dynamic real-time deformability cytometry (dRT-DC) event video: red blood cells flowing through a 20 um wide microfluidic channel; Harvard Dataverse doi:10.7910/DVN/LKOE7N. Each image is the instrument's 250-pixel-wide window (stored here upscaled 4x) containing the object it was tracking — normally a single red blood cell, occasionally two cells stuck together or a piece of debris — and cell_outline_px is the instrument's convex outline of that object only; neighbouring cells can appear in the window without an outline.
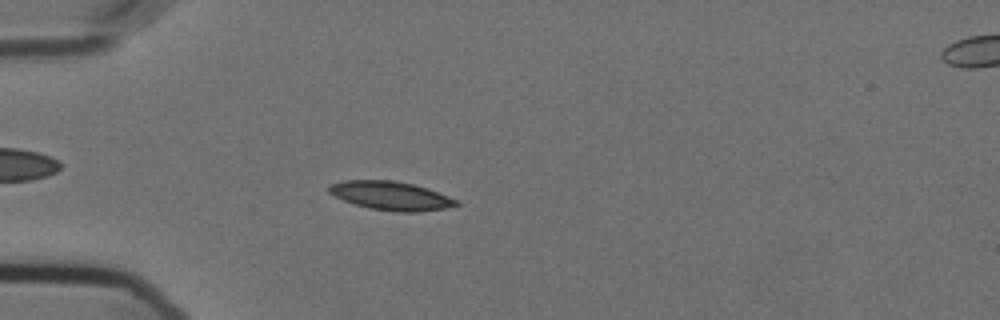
{"species": "Egyptian fruit bat (a non-hibernating species)", "species_latin": "Rousettus aegyptiacus", "temperature_condition": "cold", "stored_images_in_passage": 56, "camera_frame_rate_fps": 3000, "um_per_image_px": 0.085, "animal": {"sex": "female"}, "frame": {"image": 1, "passage_image": 16, "time_ms": 5.0, "image_size_px": [1000, 320], "cell_outline_px": [[460, 204], [444, 208], [420, 212], [396, 212], [368, 208], [344, 200], [328, 192], [328, 184], [344, 180], [392, 180], [412, 184], [428, 188], [448, 196], [456, 200]], "centroid_in_image_um": [33.2, 16.63], "position_along_channel_um": 51.8, "area_um2": 21.21}}
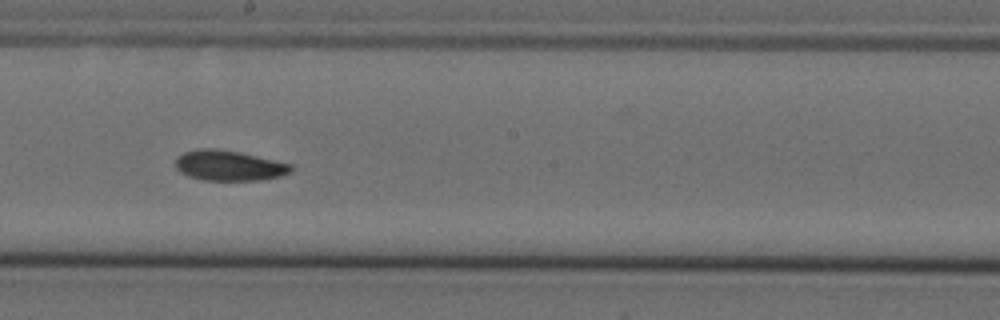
{"frame": {"image": 2, "passage_image": 32, "time_ms": 10.333, "image_size_px": [1000, 320], "cell_outline_px": [[292, 172], [280, 176], [260, 180], [204, 180], [188, 176], [180, 172], [176, 168], [176, 156], [184, 152], [196, 148], [216, 148], [240, 152], [292, 164]], "centroid_in_image_um": [19.44, 14.06], "position_along_channel_um": 228.8, "area_um2": 20.52}}
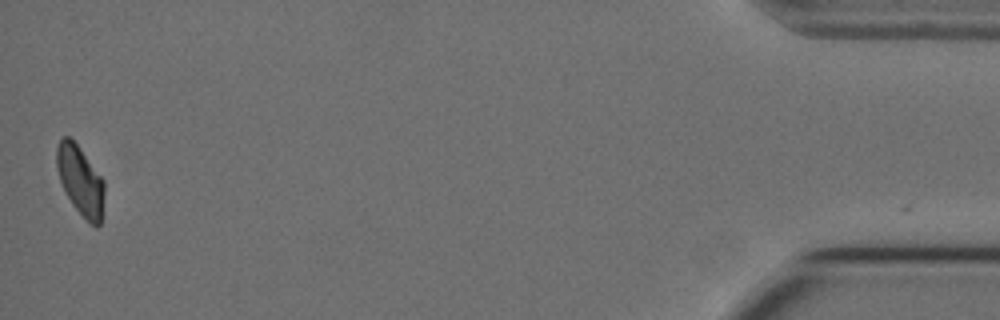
{"frame": {"image": 3, "passage_image": 56, "time_ms": 18.333, "image_size_px": [1000, 320], "cell_outline_px": [[104, 196], [100, 224], [96, 228], [88, 224], [72, 204], [60, 180], [56, 168], [56, 148], [60, 140], [64, 136], [68, 136], [80, 148], [104, 180]], "centroid_in_image_um": [6.84, 15.38], "position_along_channel_um": 428.4, "area_um2": 19.25}, "authors_computed_cell_mechanics": {"area_um2": 20.1433, "velocity_mm_per_s": 3.5616, "shape_relaxation_time_tau1_ms": 9.7141, "shape_relaxation_time_tau2_ms": null, "deformation_change_tau1": 0.183, "deformation_change_tau2": null}}